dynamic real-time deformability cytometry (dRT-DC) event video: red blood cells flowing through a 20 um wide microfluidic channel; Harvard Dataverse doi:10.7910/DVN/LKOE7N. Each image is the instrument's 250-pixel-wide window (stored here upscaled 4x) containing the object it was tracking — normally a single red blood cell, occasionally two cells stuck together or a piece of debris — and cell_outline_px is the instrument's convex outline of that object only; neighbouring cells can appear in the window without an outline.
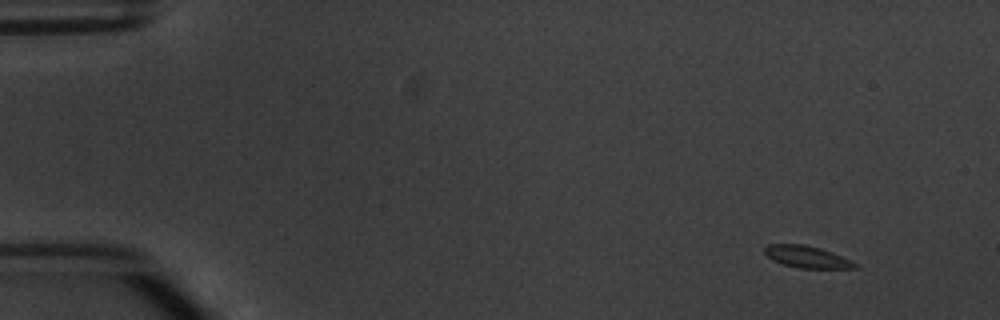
{"species": "common noctule bat (a hibernating species)", "species_latin": "Nyctalus noctula", "temperature_condition": "warm", "stored_images_in_passage": 5, "camera_frame_rate_fps": 3000, "um_per_image_px": 0.085, "animal": {"sex": "male", "body_mass_g": 20.1, "forearm_length_mm": 53.5}, "frame": {"image": 1, "passage_image": 1, "time_ms": 0.0, "image_size_px": [1000, 320], "cell_outline_px": [[860, 268], [800, 268], [784, 264], [772, 260], [764, 252], [764, 248], [768, 244], [804, 244], [820, 248], [860, 264]], "centroid_in_image_um": [68.6, 21.83], "position_along_channel_um": 16.4, "area_um2": 11.44}}
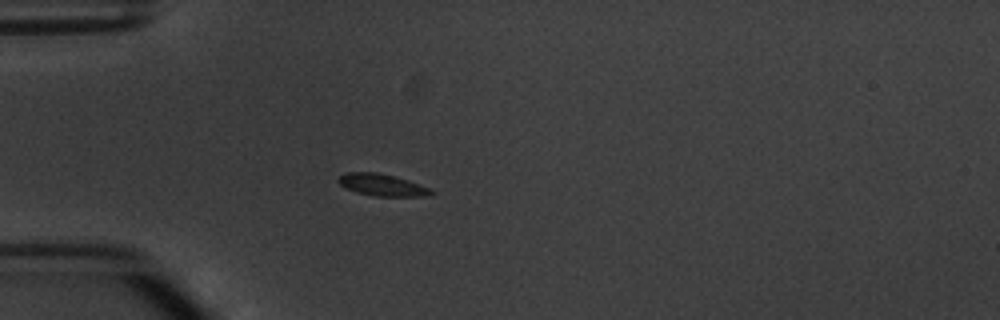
{"frame": {"image": 2, "passage_image": 4, "time_ms": 3.667, "image_size_px": [1000, 320], "cell_outline_px": [[436, 192], [428, 196], [372, 196], [356, 192], [340, 184], [336, 180], [344, 172], [372, 172], [392, 176], [408, 180], [428, 188]], "centroid_in_image_um": [32.46, 15.73], "position_along_channel_um": 52.5, "area_um2": 11.68}}